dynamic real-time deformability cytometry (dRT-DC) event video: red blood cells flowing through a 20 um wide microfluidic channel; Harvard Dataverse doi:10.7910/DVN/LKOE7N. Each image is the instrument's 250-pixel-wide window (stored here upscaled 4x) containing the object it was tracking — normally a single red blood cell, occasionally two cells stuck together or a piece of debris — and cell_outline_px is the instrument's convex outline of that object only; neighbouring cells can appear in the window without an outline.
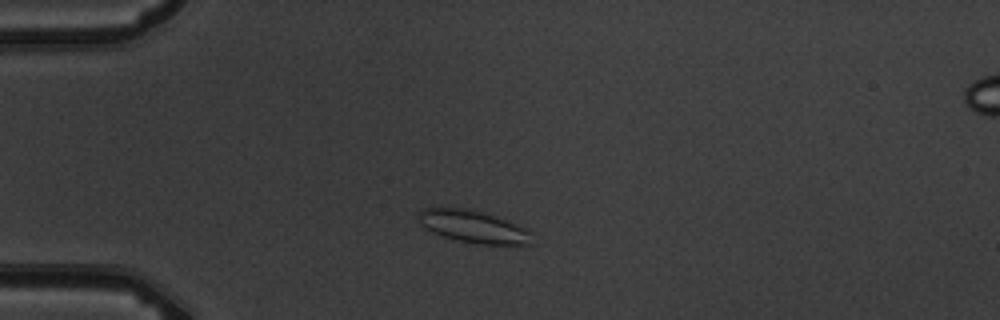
{"species": "common noctule bat (a hibernating species)", "species_latin": "Nyctalus noctula", "temperature_condition": "warm", "stored_images_in_passage": 9, "camera_frame_rate_fps": 3000, "um_per_image_px": 0.085, "animal": {"sex": "male", "body_mass_g": 19.5, "forearm_length_mm": 54.6}, "frame": {"image": 1, "passage_image": 3, "time_ms": 2.333, "image_size_px": [1000, 320], "cell_outline_px": [[532, 244], [480, 244], [456, 240], [432, 232], [424, 228], [416, 220], [416, 212], [424, 208], [440, 204], [464, 208], [484, 212], [528, 228], [532, 232]], "centroid_in_image_um": [40.13, 19.21], "position_along_channel_um": 44.9, "area_um2": 22.2}}
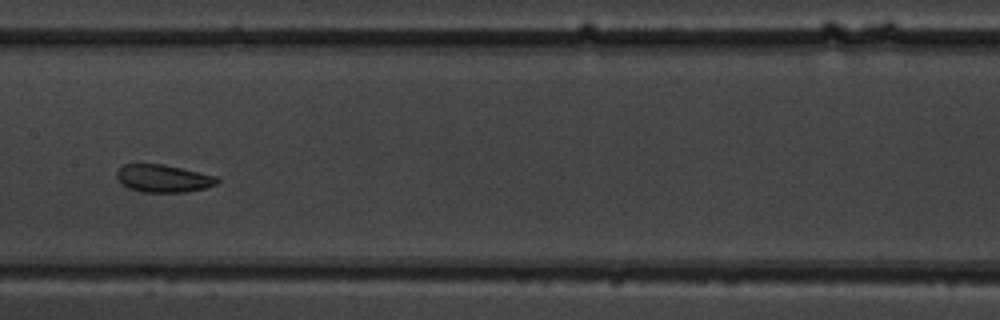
{"frame": {"image": 2, "passage_image": 7, "time_ms": 7.0, "image_size_px": [1000, 320], "cell_outline_px": [[220, 180], [216, 184], [204, 188], [184, 192], [144, 192], [128, 188], [116, 176], [116, 172], [124, 164], [164, 164], [216, 176]], "centroid_in_image_um": [13.88, 15.16], "position_along_channel_um": 193.5, "area_um2": 15.95}}
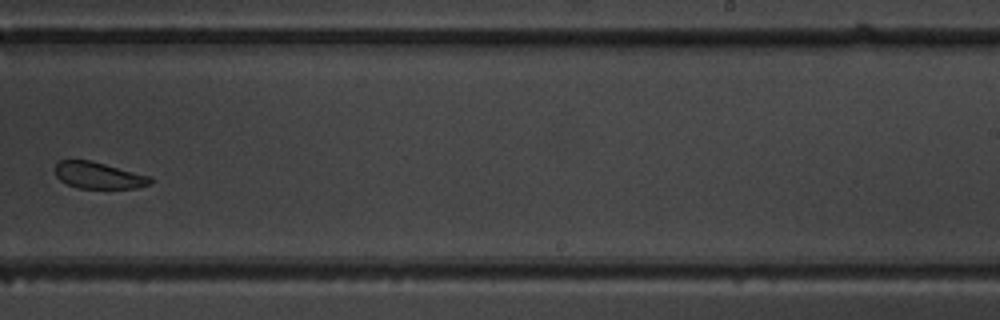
{"frame": {"image": 3, "passage_image": 9, "time_ms": 9.333, "image_size_px": [1000, 320], "cell_outline_px": [[152, 184], [136, 188], [76, 188], [60, 180], [56, 176], [56, 164], [60, 160], [92, 160], [152, 176]], "centroid_in_image_um": [8.42, 14.9], "position_along_channel_um": 280.6, "area_um2": 14.91}}